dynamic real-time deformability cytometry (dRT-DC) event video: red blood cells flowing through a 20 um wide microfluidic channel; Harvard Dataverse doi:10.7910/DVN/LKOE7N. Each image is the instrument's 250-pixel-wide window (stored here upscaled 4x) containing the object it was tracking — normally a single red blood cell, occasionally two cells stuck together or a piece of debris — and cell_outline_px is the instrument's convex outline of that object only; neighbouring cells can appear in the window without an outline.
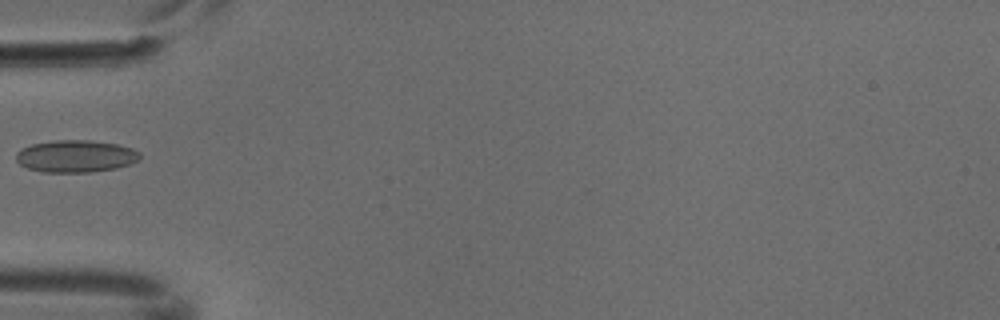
{"species": "common noctule bat (a hibernating species)", "species_latin": "Nyctalus noctula", "temperature_condition": "cold", "stored_images_in_passage": 5, "camera_frame_rate_fps": 3000, "um_per_image_px": 0.085, "animal": {"sex": "male", "body_mass_g": 18.8}, "frame": {"image": 1, "passage_image": 5, "time_ms": 1.333, "image_size_px": [1000, 320], "cell_outline_px": [[140, 156], [136, 160], [128, 164], [116, 168], [88, 172], [44, 172], [28, 168], [20, 164], [16, 160], [16, 152], [20, 148], [32, 144], [56, 140], [88, 140], [116, 144], [132, 148], [140, 152]], "centroid_in_image_um": [6.39, 13.27], "position_along_channel_um": 78.6, "area_um2": 23.06}}